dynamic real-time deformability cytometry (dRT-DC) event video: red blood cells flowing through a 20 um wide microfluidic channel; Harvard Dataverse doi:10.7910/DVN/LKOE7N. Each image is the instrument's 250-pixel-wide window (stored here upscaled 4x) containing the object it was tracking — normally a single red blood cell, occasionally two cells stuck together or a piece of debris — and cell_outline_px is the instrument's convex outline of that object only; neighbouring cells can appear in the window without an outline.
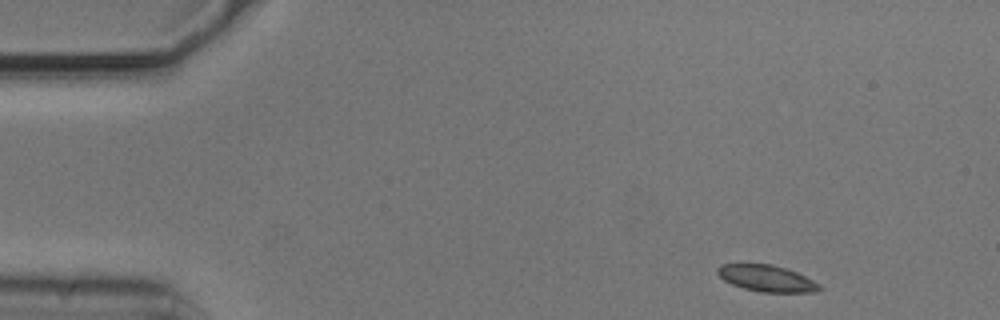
{"species": "common noctule bat (a hibernating species)", "species_latin": "Nyctalus noctula", "temperature_condition": "cold", "stored_images_in_passage": 43, "camera_frame_rate_fps": 3000, "um_per_image_px": 0.085, "animal": {"sex": "male", "body_mass_g": 20.5, "forearm_length_mm": 52.5}, "frame": {"image": 1, "passage_image": 1, "time_ms": 0.0, "image_size_px": [1000, 320], "cell_outline_px": [[824, 288], [816, 292], [760, 292], [744, 288], [732, 284], [724, 280], [716, 272], [716, 268], [720, 264], [772, 264], [788, 268], [820, 284]], "centroid_in_image_um": [65.18, 23.66], "position_along_channel_um": 19.8, "area_um2": 15.78}}
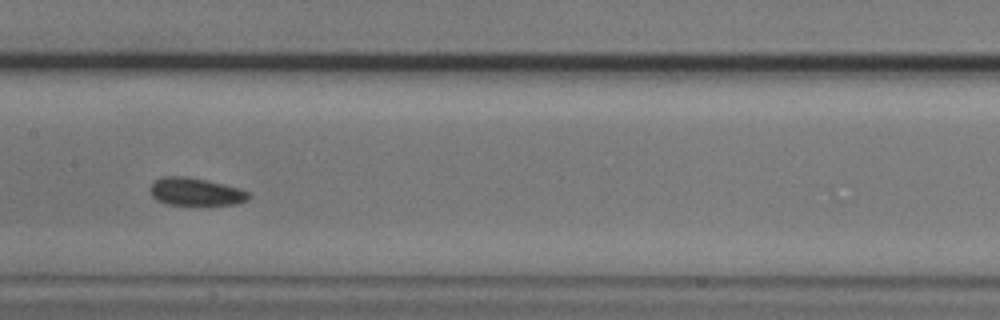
{"frame": {"image": 2, "passage_image": 22, "time_ms": 7.0, "image_size_px": [1000, 320], "cell_outline_px": [[252, 196], [248, 200], [236, 204], [168, 204], [156, 200], [152, 196], [148, 188], [156, 180], [164, 176], [188, 176], [208, 180], [240, 188], [252, 192]], "centroid_in_image_um": [16.67, 16.28], "position_along_channel_um": 190.7, "area_um2": 16.07}}
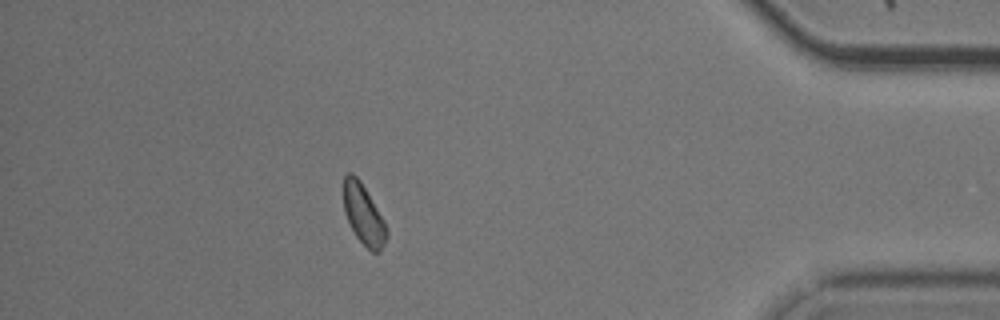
{"frame": {"image": 3, "passage_image": 43, "time_ms": 14.0, "image_size_px": [1000, 320], "cell_outline_px": [[388, 236], [380, 252], [372, 252], [356, 236], [344, 212], [344, 176], [348, 172], [352, 172], [360, 180], [384, 220], [388, 232]], "centroid_in_image_um": [30.91, 18.23], "position_along_channel_um": 404.3, "area_um2": 14.91}, "authors_computed_cell_mechanics": {"area_um2": 15.9528, "velocity_mm_per_s": 3.6964, "shape_relaxation_time_tau1_ms": 4.1303, "shape_relaxation_time_tau2_ms": 7.1378, "deformation_change_tau1": 0.0665, "deformation_change_tau2": 0.129}}